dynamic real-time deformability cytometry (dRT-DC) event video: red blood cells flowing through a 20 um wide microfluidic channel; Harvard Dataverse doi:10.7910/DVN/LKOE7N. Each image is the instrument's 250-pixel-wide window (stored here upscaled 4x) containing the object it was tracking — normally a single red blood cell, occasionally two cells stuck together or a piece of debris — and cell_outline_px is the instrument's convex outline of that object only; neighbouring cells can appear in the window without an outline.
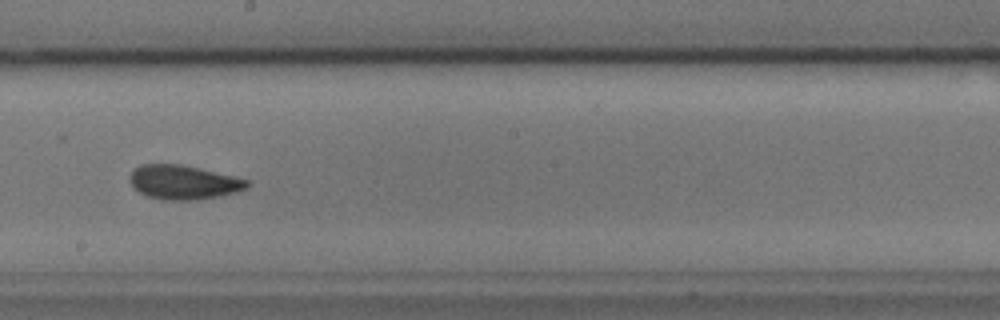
{"species": "common noctule bat (a hibernating species)", "species_latin": "Nyctalus noctula", "temperature_condition": "cold", "stored_images_in_passage": 40, "camera_frame_rate_fps": 3000, "um_per_image_px": 0.085, "animal": {"sex": "male", "body_mass_g": 17.9, "forearm_length_mm": 54.2}, "frame": {"image": 1, "passage_image": 18, "time_ms": 5.667, "image_size_px": [1000, 320], "cell_outline_px": [[248, 188], [236, 192], [220, 196], [196, 200], [164, 200], [148, 196], [140, 192], [128, 180], [128, 176], [140, 164], [180, 164], [200, 168], [248, 180]], "centroid_in_image_um": [15.59, 15.49], "position_along_channel_um": 232.6, "area_um2": 23.24}, "authors_computed_cell_mechanics": {"area_um2": 23.2067, "velocity_mm_per_s": 3.6411, "shape_relaxation_time_tau1_ms": 5.5091, "shape_relaxation_time_tau2_ms": 1.9818, "deformation_change_tau1": 0.1072, "deformation_change_tau2": 0.0826}}